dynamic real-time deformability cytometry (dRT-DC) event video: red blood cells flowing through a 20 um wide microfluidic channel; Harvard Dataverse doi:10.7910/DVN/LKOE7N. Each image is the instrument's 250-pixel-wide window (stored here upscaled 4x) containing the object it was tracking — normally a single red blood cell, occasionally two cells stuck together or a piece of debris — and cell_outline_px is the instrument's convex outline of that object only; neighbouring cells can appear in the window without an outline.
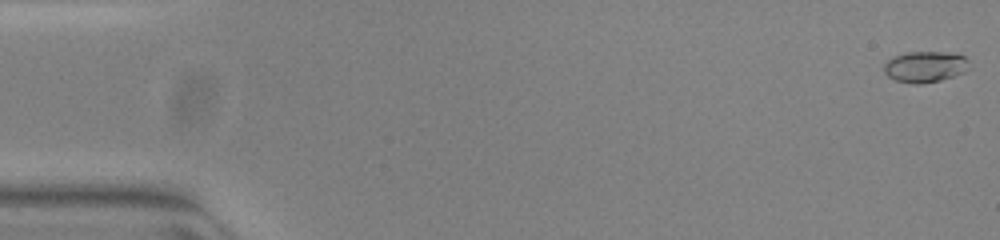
{"species": "common noctule bat (a hibernating species)", "species_latin": "Nyctalus noctula", "temperature_condition": "warm", "stored_images_in_passage": 14, "camera_frame_rate_fps": 3000, "um_per_image_px": 0.085, "animal": {"sex": "female", "body_mass_g": 23.0, "forearm_length_mm": 53.4}, "frame": {"image": 1, "passage_image": 1, "time_ms": 0.0, "image_size_px": [1000, 240], "cell_outline_px": [[972, 68], [964, 72], [940, 80], [920, 84], [912, 84], [896, 80], [888, 76], [884, 72], [884, 64], [892, 56], [908, 52], [940, 52], [964, 56], [968, 60]], "centroid_in_image_um": [78.64, 5.67], "position_along_channel_um": 6.4, "area_um2": 15.43}}